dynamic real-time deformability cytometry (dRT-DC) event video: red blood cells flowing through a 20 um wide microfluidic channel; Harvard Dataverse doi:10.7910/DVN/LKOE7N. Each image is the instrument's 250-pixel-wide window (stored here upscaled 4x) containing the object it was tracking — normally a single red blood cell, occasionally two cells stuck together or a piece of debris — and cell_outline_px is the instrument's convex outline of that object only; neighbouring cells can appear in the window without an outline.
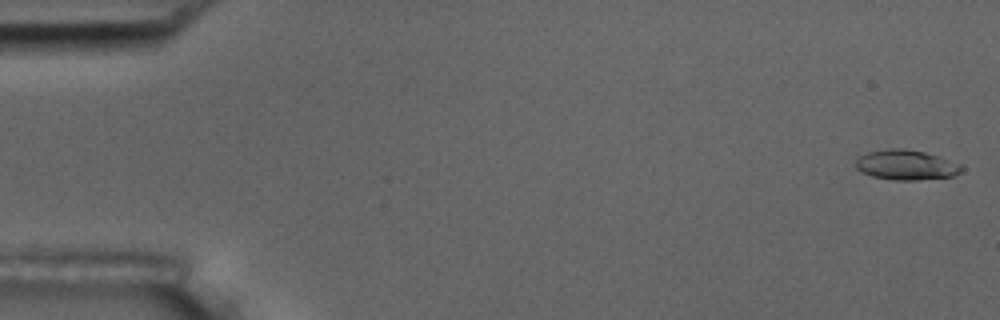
{"species": "common noctule bat (a hibernating species)", "species_latin": "Nyctalus noctula", "temperature_condition": "room temperature", "stored_images_in_passage": 5, "camera_frame_rate_fps": 3000, "um_per_image_px": 0.085, "animal": {"sex": "male", "body_mass_g": 17.5, "forearm_length_mm": 52.3}, "frame": {"image": 1, "passage_image": 1, "time_ms": 0.0, "image_size_px": [1000, 320], "cell_outline_px": [[964, 168], [956, 176], [916, 180], [896, 180], [872, 176], [860, 172], [856, 168], [856, 160], [860, 156], [868, 152], [888, 148], [904, 148], [924, 152], [960, 164]], "centroid_in_image_um": [77.01, 14.02], "position_along_channel_um": 8.0, "area_um2": 18.44}}
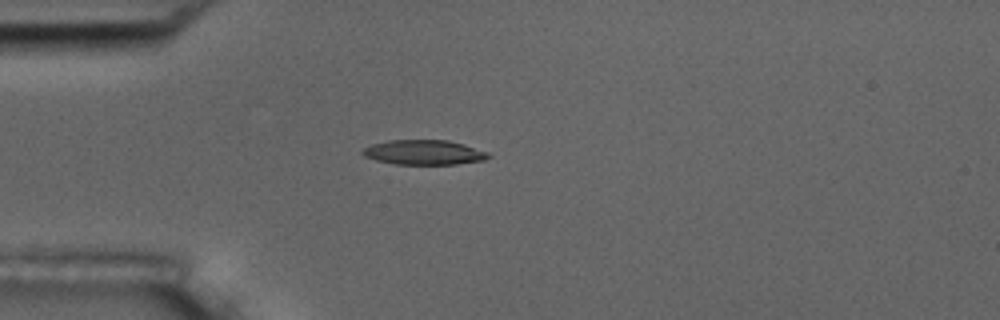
{"frame": {"image": 2, "passage_image": 5, "time_ms": 4.667, "image_size_px": [1000, 320], "cell_outline_px": [[492, 156], [484, 160], [456, 164], [396, 164], [376, 160], [364, 156], [360, 152], [364, 148], [372, 144], [388, 140], [448, 140], [464, 144], [488, 152]], "centroid_in_image_um": [36.04, 12.95], "position_along_channel_um": 49.0, "area_um2": 18.15}}